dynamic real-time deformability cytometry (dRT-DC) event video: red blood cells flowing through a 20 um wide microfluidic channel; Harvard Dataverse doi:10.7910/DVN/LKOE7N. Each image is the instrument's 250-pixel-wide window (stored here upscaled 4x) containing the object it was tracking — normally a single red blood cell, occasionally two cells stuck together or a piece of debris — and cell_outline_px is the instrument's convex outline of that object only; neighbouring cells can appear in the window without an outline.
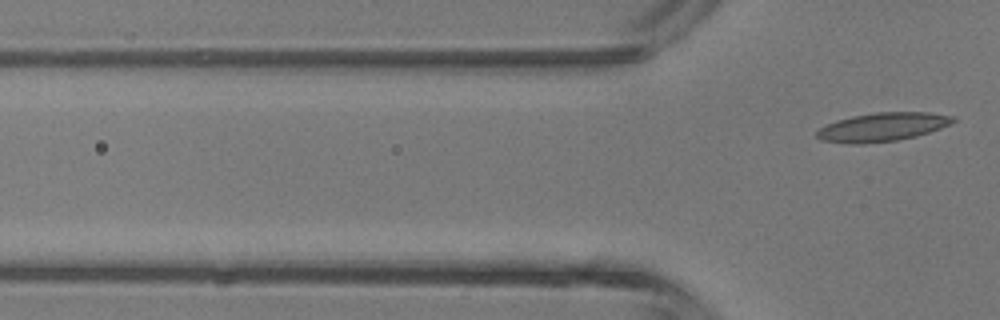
{"species": "common noctule bat (a hibernating species)", "species_latin": "Nyctalus noctula", "temperature_condition": "room temperature", "stored_images_in_passage": 6, "camera_frame_rate_fps": 3000, "um_per_image_px": 0.085, "animal": {"sex": "male", "body_mass_g": 13.3}, "frame": {"image": 1, "passage_image": 6, "time_ms": 6.0, "image_size_px": [1000, 320], "cell_outline_px": [[956, 120], [940, 128], [916, 136], [896, 140], [864, 144], [848, 144], [820, 140], [816, 136], [816, 132], [820, 128], [836, 120], [852, 116], [876, 112], [928, 112], [956, 116]], "centroid_in_image_um": [74.99, 10.79], "position_along_channel_um": 50.8, "area_um2": 22.72}}